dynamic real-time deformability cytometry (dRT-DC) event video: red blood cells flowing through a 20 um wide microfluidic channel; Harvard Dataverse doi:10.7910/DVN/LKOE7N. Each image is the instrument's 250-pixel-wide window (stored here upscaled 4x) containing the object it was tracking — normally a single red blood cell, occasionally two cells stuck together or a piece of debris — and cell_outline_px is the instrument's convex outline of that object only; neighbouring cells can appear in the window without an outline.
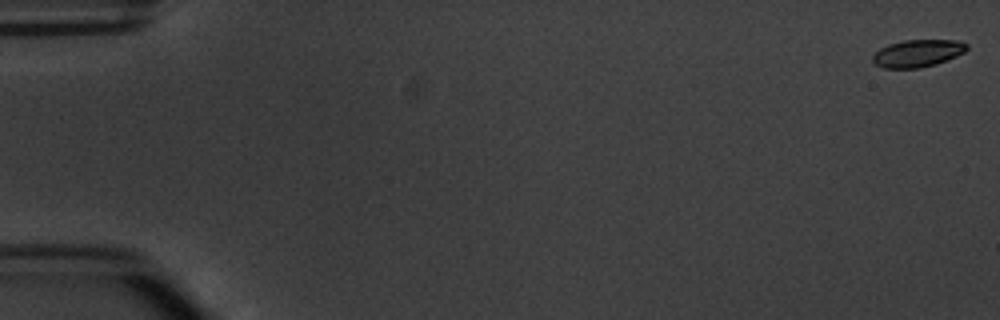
{"species": "common noctule bat (a hibernating species)", "species_latin": "Nyctalus noctula", "temperature_condition": "warm", "stored_images_in_passage": 6, "camera_frame_rate_fps": 3000, "um_per_image_px": 0.085, "animal": {"sex": "male", "body_mass_g": 20.1, "forearm_length_mm": 53.5}, "frame": {"image": 1, "passage_image": 1, "time_ms": 0.0, "image_size_px": [1000, 320], "cell_outline_px": [[968, 48], [964, 52], [956, 56], [936, 64], [920, 68], [884, 68], [876, 64], [872, 60], [872, 56], [880, 48], [888, 44], [904, 40], [960, 40], [968, 44]], "centroid_in_image_um": [78.01, 4.52], "position_along_channel_um": 7.0, "area_um2": 15.03}}
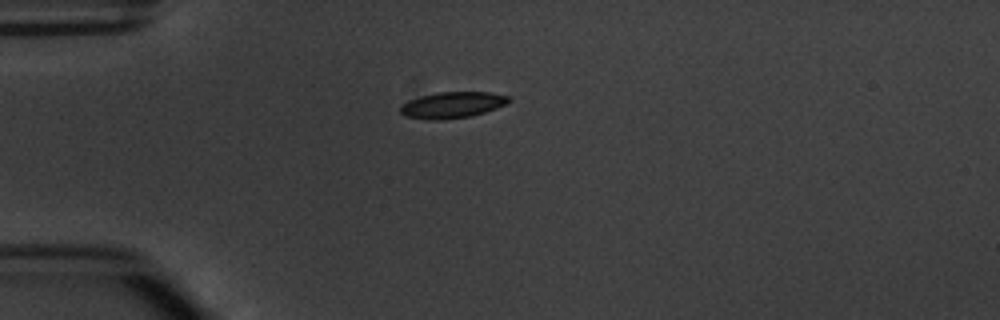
{"frame": {"image": 2, "passage_image": 5, "time_ms": 4.667, "image_size_px": [1000, 320], "cell_outline_px": [[512, 100], [508, 104], [472, 116], [440, 120], [428, 120], [404, 116], [400, 112], [400, 108], [408, 100], [420, 96], [436, 92], [488, 92], [508, 96]], "centroid_in_image_um": [38.45, 8.92], "position_along_channel_um": 46.5, "area_um2": 16.65}}
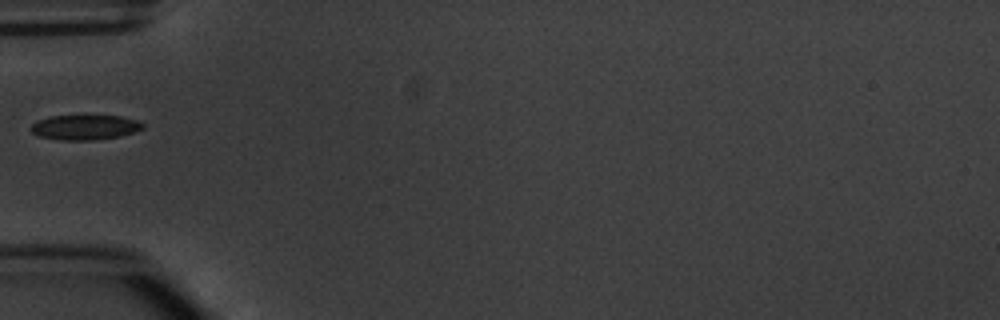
{"frame": {"image": 3, "passage_image": 6, "time_ms": 6.0, "image_size_px": [1000, 320], "cell_outline_px": [[144, 128], [120, 136], [96, 140], [64, 140], [40, 136], [32, 132], [28, 128], [36, 120], [48, 116], [84, 112], [120, 116], [136, 120], [144, 124]], "centroid_in_image_um": [7.18, 10.75], "position_along_channel_um": 77.8, "area_um2": 17.22}}